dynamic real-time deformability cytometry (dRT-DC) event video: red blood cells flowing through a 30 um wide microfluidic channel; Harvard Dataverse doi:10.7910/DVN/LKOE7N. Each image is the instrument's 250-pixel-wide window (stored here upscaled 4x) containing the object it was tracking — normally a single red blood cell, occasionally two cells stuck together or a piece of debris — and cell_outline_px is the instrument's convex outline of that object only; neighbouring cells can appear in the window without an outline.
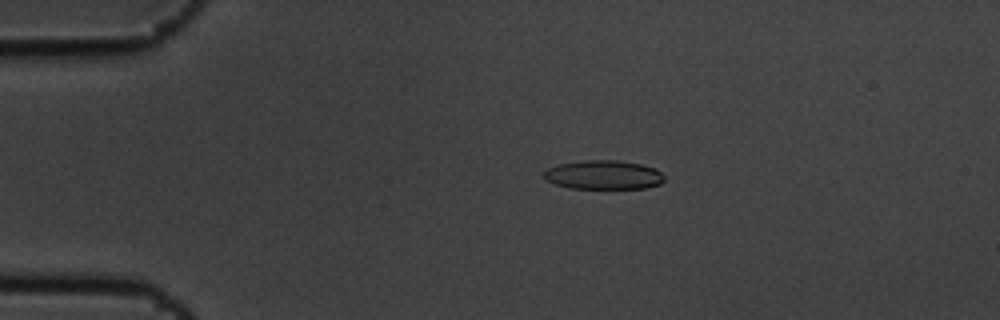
{"species": "common noctule bat (a hibernating species)", "species_latin": "Nyctalus noctula", "temperature_condition": "cold", "stored_images_in_passage": 7, "camera_frame_rate_fps": 3000, "um_per_image_px": 0.085, "animal": {"sex": "male", "body_mass_g": 19.5, "forearm_length_mm": 54.6}, "frame": {"image": 1, "passage_image": 4, "time_ms": 1.0, "image_size_px": [1000, 320], "cell_outline_px": [[664, 180], [660, 184], [644, 188], [568, 188], [544, 180], [544, 172], [548, 168], [560, 164], [580, 160], [616, 160], [640, 164], [656, 168], [664, 176]], "centroid_in_image_um": [51.29, 14.86], "position_along_channel_um": 33.7, "area_um2": 20.35}}
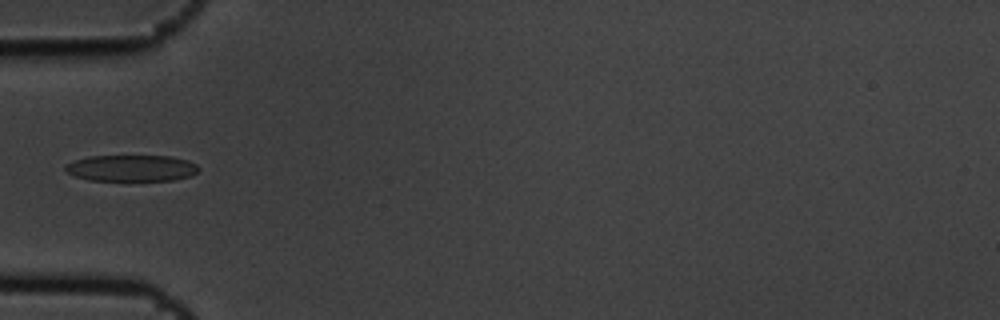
{"frame": {"image": 2, "passage_image": 6, "time_ms": 1.667, "image_size_px": [1000, 320], "cell_outline_px": [[200, 168], [192, 176], [172, 180], [88, 180], [76, 176], [68, 172], [64, 168], [68, 164], [76, 160], [88, 156], [168, 156], [188, 160], [196, 164]], "centroid_in_image_um": [11.21, 14.29], "position_along_channel_um": 73.8, "area_um2": 20.29}}
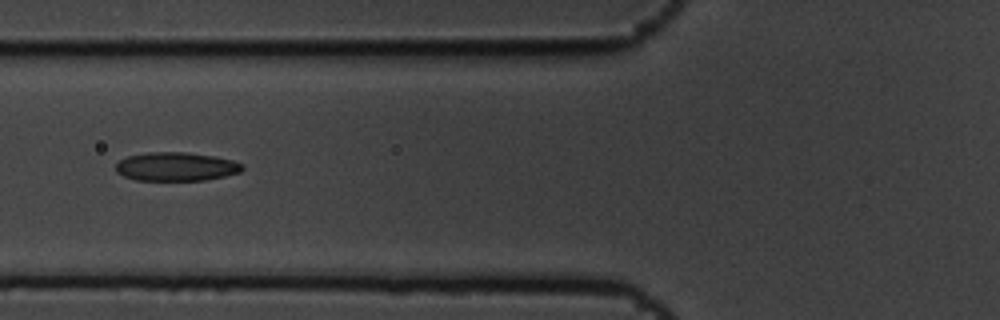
{"frame": {"image": 3, "passage_image": 7, "time_ms": 2.0, "image_size_px": [1000, 320], "cell_outline_px": [[244, 168], [240, 172], [224, 176], [204, 180], [136, 180], [124, 176], [116, 172], [116, 164], [120, 160], [128, 156], [148, 152], [188, 152], [212, 156], [232, 160], [244, 164]], "centroid_in_image_um": [14.97, 14.16], "position_along_channel_um": 110.8, "area_um2": 21.1}}